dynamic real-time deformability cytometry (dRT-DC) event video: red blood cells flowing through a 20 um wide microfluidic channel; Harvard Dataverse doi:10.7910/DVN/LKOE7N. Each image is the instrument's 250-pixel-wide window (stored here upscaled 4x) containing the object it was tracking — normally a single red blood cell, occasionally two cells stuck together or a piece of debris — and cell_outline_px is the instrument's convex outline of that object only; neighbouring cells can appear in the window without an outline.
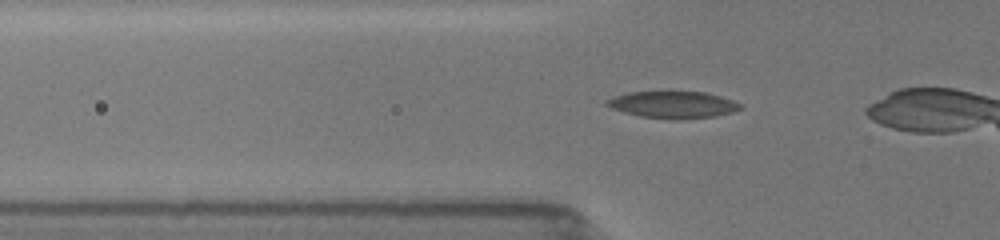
{"species": "common noctule bat (a hibernating species)", "species_latin": "Nyctalus noctula", "temperature_condition": "room temperature", "stored_images_in_passage": 29, "camera_frame_rate_fps": 3000, "um_per_image_px": 0.085, "animal": {"sex": "female", "body_mass_g": 19.5, "forearm_length_mm": 54.1}, "frame": {"image": 1, "passage_image": 4, "time_ms": 1.0, "image_size_px": [1000, 240], "cell_outline_px": [[744, 108], [732, 112], [716, 116], [680, 120], [672, 120], [640, 116], [624, 112], [612, 108], [604, 104], [604, 100], [628, 92], [704, 92], [720, 96], [732, 100], [740, 104]], "centroid_in_image_um": [57.2, 8.91], "position_along_channel_um": 68.6, "area_um2": 20.98}}
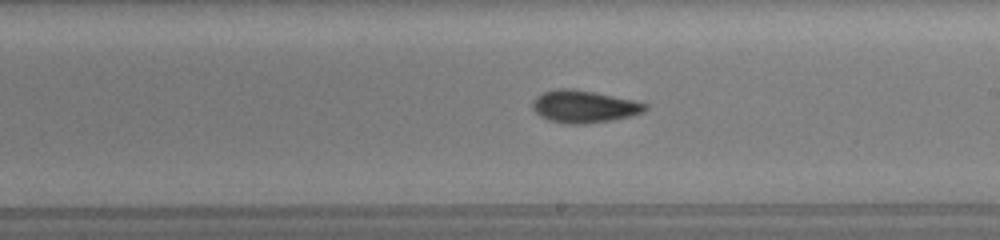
{"frame": {"image": 2, "passage_image": 17, "time_ms": 5.333, "image_size_px": [1000, 240], "cell_outline_px": [[648, 108], [644, 112], [632, 116], [584, 124], [568, 124], [548, 120], [540, 116], [532, 108], [532, 100], [536, 96], [544, 92], [556, 88], [572, 88], [596, 92], [632, 100], [648, 104]], "centroid_in_image_um": [49.62, 9.04], "position_along_channel_um": 239.4, "area_um2": 21.33}}
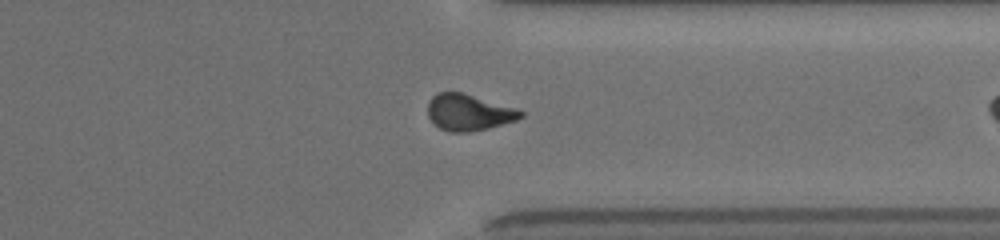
{"frame": {"image": 3, "passage_image": 27, "time_ms": 8.667, "image_size_px": [1000, 240], "cell_outline_px": [[524, 116], [516, 120], [488, 128], [468, 132], [448, 132], [440, 128], [428, 116], [428, 100], [436, 92], [460, 92], [520, 108], [524, 112]], "centroid_in_image_um": [39.87, 9.54], "position_along_channel_um": 371.5, "area_um2": 19.83}}